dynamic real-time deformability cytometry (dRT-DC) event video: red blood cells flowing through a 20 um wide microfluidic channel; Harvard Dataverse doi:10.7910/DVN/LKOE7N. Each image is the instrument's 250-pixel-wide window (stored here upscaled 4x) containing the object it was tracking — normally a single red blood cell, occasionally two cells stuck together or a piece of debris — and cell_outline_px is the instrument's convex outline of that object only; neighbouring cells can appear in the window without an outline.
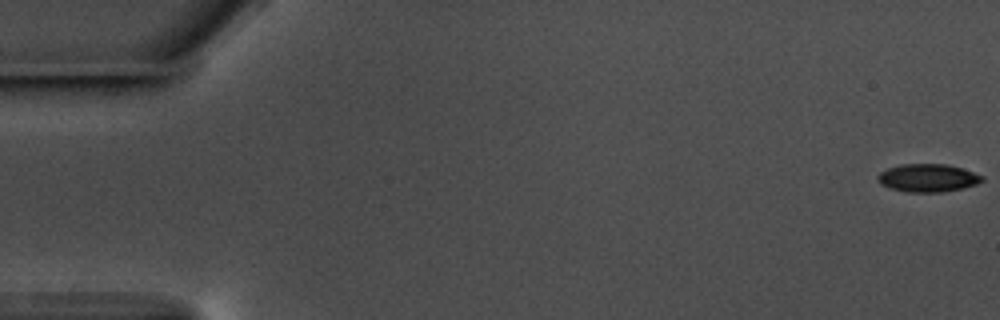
{"species": "common noctule bat (a hibernating species)", "species_latin": "Nyctalus noctula", "temperature_condition": "warm", "stored_images_in_passage": 15, "camera_frame_rate_fps": 3000, "um_per_image_px": 0.085, "animal": {"sex": "male", "body_mass_g": 17.5, "forearm_length_mm": 52.3}, "frame": {"image": 1, "passage_image": 1, "time_ms": 0.0, "image_size_px": [1000, 320], "cell_outline_px": [[984, 180], [976, 184], [960, 188], [940, 192], [908, 192], [892, 188], [880, 184], [876, 176], [880, 172], [888, 168], [900, 164], [944, 164], [960, 168], [984, 176]], "centroid_in_image_um": [78.83, 15.12], "position_along_channel_um": 6.2, "area_um2": 16.76}}
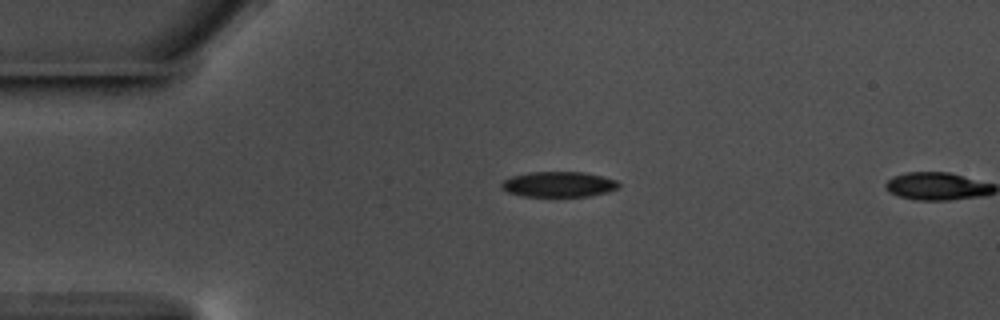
{"frame": {"image": 2, "passage_image": 14, "time_ms": 4.333, "image_size_px": [1000, 320], "cell_outline_px": [[620, 188], [608, 192], [588, 196], [524, 196], [508, 192], [500, 188], [500, 184], [504, 180], [512, 176], [528, 172], [584, 172], [604, 176], [616, 180], [620, 184]], "centroid_in_image_um": [47.51, 15.66], "position_along_channel_um": 37.5, "area_um2": 17.46}}